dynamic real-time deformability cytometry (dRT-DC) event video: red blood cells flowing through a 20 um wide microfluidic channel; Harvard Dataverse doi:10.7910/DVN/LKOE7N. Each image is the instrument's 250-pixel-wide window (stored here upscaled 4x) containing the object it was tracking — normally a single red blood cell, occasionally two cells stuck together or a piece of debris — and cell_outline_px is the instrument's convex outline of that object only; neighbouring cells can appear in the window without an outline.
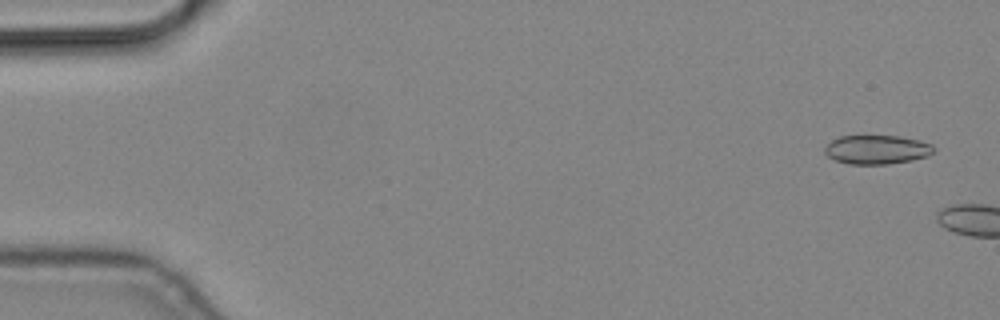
{"species": "common noctule bat (a hibernating species)", "species_latin": "Nyctalus noctula", "temperature_condition": "cold", "stored_images_in_passage": 2, "camera_frame_rate_fps": 3000, "um_per_image_px": 0.085, "animal": {"sex": "male", "body_mass_g": 19.2, "forearm_length_mm": 51.8}, "frame": {"image": 1, "passage_image": 1, "time_ms": 0.0, "image_size_px": [1000, 320], "cell_outline_px": [[936, 148], [928, 156], [912, 160], [888, 164], [848, 164], [836, 160], [828, 156], [824, 152], [824, 148], [832, 140], [840, 136], [900, 136], [920, 140], [932, 144]], "centroid_in_image_um": [74.55, 12.71], "position_along_channel_um": 10.4, "area_um2": 18.44}}